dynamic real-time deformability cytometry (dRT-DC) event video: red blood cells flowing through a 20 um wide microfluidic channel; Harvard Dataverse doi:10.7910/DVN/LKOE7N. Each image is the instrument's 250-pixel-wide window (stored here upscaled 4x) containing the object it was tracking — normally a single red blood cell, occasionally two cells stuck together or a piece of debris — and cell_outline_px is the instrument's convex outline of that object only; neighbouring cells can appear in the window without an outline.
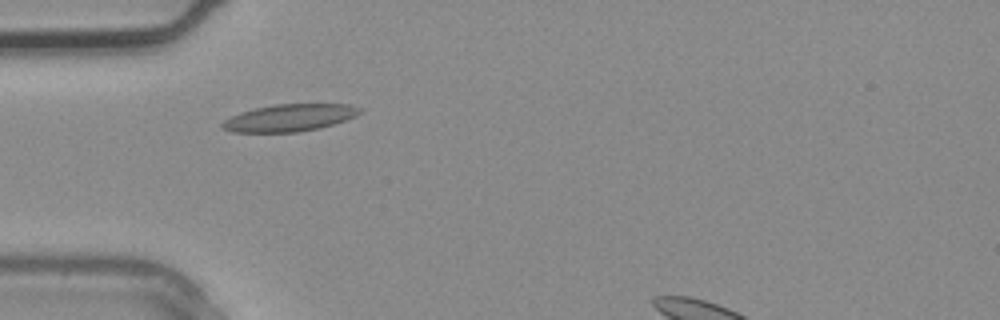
{"species": "common noctule bat (a hibernating species)", "species_latin": "Nyctalus noctula", "temperature_condition": "warm", "stored_images_in_passage": 5, "camera_frame_rate_fps": 3000, "um_per_image_px": 0.085, "animal": {"sex": "male", "body_mass_g": 20.4}, "frame": {"image": 1, "passage_image": 2, "time_ms": 0.333, "image_size_px": [1000, 320], "cell_outline_px": [[360, 112], [356, 116], [320, 128], [296, 132], [232, 132], [220, 128], [220, 124], [224, 120], [240, 112], [256, 108], [276, 104], [348, 104], [360, 108]], "centroid_in_image_um": [24.56, 10.01], "position_along_channel_um": 60.4, "area_um2": 21.62}}